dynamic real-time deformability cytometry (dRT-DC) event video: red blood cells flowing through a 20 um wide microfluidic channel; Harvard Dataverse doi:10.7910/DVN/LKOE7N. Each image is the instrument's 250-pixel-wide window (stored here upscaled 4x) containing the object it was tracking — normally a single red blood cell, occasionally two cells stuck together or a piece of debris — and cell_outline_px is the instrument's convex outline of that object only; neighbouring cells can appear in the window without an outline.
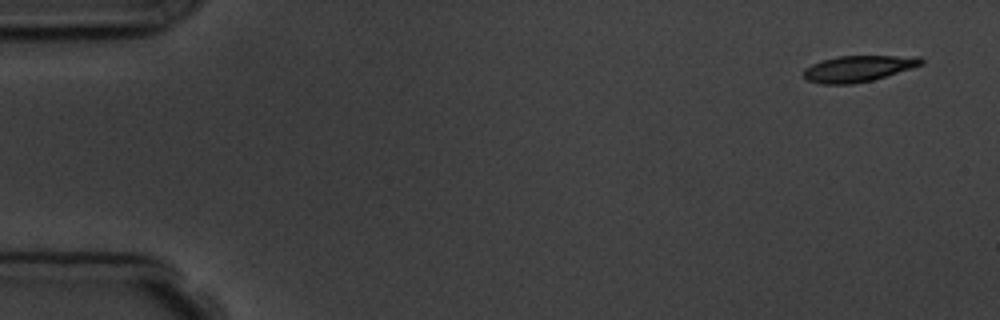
{"species": "common noctule bat (a hibernating species)", "species_latin": "Nyctalus noctula", "temperature_condition": "room temperature", "stored_images_in_passage": 5, "camera_frame_rate_fps": 3000, "um_per_image_px": 0.085, "animal": {"sex": "male", "body_mass_g": 19.5, "forearm_length_mm": 54.6}, "frame": {"image": 1, "passage_image": 1, "time_ms": 0.0, "image_size_px": [1000, 320], "cell_outline_px": [[924, 64], [912, 68], [872, 80], [852, 84], [820, 84], [808, 80], [804, 76], [804, 68], [812, 64], [824, 60], [840, 56], [920, 56], [924, 60]], "centroid_in_image_um": [72.98, 5.83], "position_along_channel_um": 12.0, "area_um2": 17.8}}
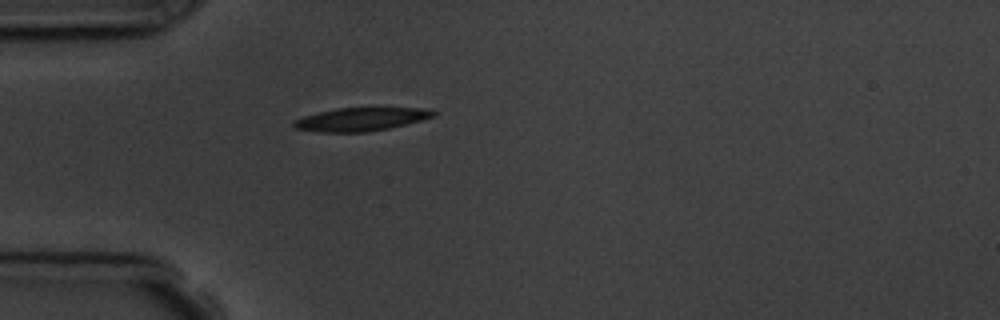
{"frame": {"image": 2, "passage_image": 5, "time_ms": 4.333, "image_size_px": [1000, 320], "cell_outline_px": [[436, 116], [388, 128], [368, 132], [316, 132], [296, 128], [292, 124], [292, 120], [304, 116], [320, 112], [340, 108], [420, 108], [436, 112]], "centroid_in_image_um": [30.63, 10.14], "position_along_channel_um": 54.4, "area_um2": 18.67}}